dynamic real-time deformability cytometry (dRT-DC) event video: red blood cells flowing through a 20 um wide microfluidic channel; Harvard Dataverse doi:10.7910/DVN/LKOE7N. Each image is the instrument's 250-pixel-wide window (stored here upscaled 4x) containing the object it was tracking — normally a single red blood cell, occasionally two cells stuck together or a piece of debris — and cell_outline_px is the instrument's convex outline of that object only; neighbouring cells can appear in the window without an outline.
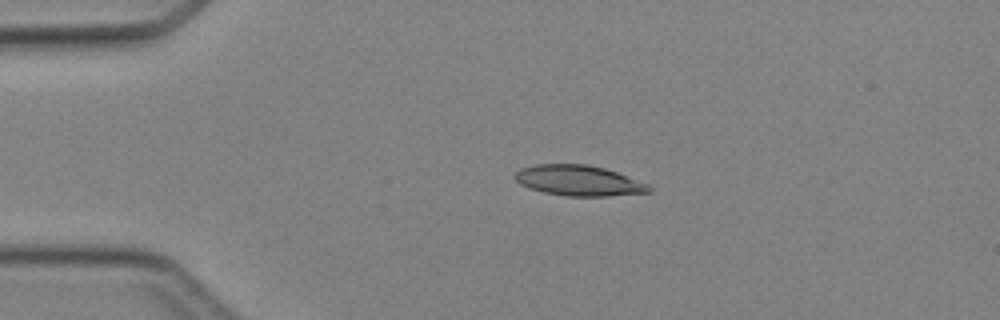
{"species": "Egyptian fruit bat (a non-hibernating species)", "species_latin": "Rousettus aegyptiacus", "temperature_condition": "cold", "stored_images_in_passage": 1, "camera_frame_rate_fps": 3000, "um_per_image_px": 0.085, "animal": {"sex": "female"}, "frame": {"image": 1, "passage_image": 1, "time_ms": 0.0, "image_size_px": [1000, 320], "cell_outline_px": [[652, 192], [608, 196], [564, 196], [544, 192], [520, 184], [512, 176], [520, 168], [536, 164], [588, 164], [604, 168], [616, 172], [648, 184], [652, 188]], "centroid_in_image_um": [49.18, 15.35], "position_along_channel_um": 35.8, "area_um2": 23.81}}